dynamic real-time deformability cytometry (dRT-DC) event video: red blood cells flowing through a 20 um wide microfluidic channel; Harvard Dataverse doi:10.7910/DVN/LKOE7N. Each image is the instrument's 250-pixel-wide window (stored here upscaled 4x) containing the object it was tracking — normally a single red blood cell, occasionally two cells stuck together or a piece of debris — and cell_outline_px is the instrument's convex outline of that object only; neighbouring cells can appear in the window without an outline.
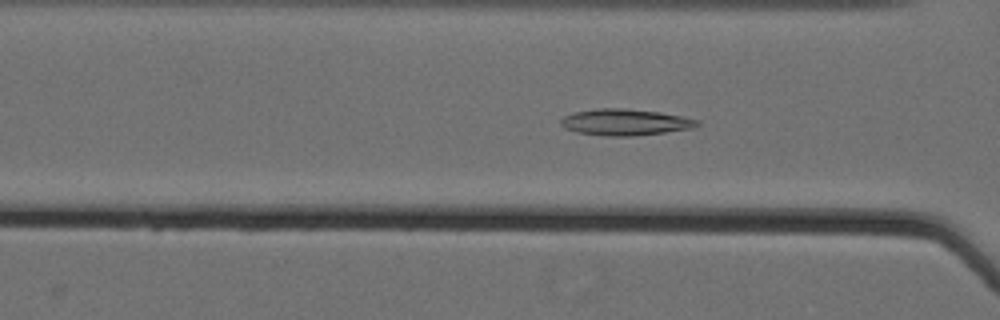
{"species": "Egyptian fruit bat (a non-hibernating species)", "species_latin": "Rousettus aegyptiacus", "temperature_condition": "cold", "stored_images_in_passage": 61, "camera_frame_rate_fps": 3000, "um_per_image_px": 0.085, "animal": {"sex": "female"}, "frame": {"image": 1, "passage_image": 28, "time_ms": 9.0, "image_size_px": [1000, 320], "cell_outline_px": [[700, 124], [692, 128], [664, 132], [632, 136], [604, 136], [576, 132], [564, 128], [560, 124], [560, 120], [564, 116], [572, 112], [596, 108], [624, 108], [660, 112], [700, 120]], "centroid_in_image_um": [53.09, 10.38], "position_along_channel_um": 113.5, "area_um2": 21.04}}
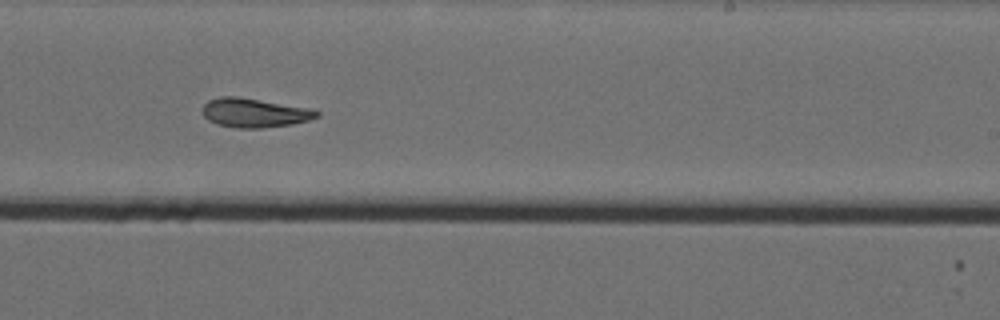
{"frame": {"image": 2, "passage_image": 41, "time_ms": 13.333, "image_size_px": [1000, 320], "cell_outline_px": [[320, 116], [308, 120], [292, 124], [260, 128], [232, 128], [216, 124], [208, 120], [204, 116], [204, 104], [208, 100], [220, 96], [236, 96], [312, 108], [320, 112]], "centroid_in_image_um": [21.64, 9.59], "position_along_channel_um": 267.4, "area_um2": 19.48}}
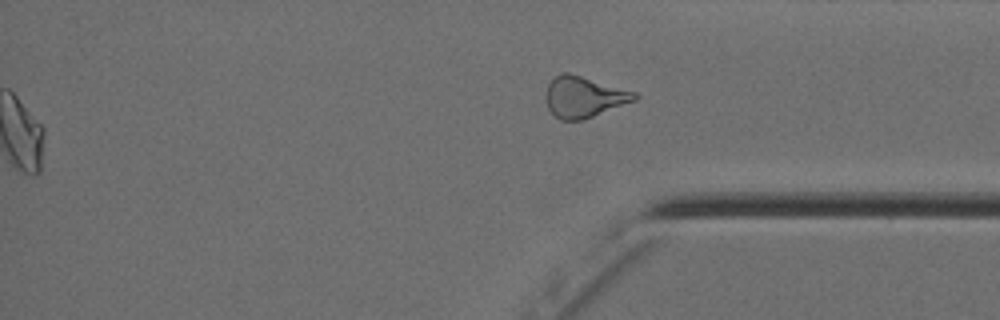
{"frame": {"image": 3, "passage_image": 61, "time_ms": 20.0, "image_size_px": [1000, 320], "cell_outline_px": [[640, 96], [636, 100], [592, 116], [580, 120], [560, 120], [548, 108], [544, 96], [548, 84], [560, 72], [568, 72], [636, 92]], "centroid_in_image_um": [49.61, 8.22], "position_along_channel_um": 385.6, "area_um2": 21.04}, "authors_computed_cell_mechanics": {"area_um2": 20.4612, "velocity_mm_per_s": 3.5492, "shape_relaxation_time_tau1_ms": 8.0323, "shape_relaxation_time_tau2_ms": 2.8517, "deformation_change_tau1": 0.1872, "deformation_change_tau2": 0.0984}}